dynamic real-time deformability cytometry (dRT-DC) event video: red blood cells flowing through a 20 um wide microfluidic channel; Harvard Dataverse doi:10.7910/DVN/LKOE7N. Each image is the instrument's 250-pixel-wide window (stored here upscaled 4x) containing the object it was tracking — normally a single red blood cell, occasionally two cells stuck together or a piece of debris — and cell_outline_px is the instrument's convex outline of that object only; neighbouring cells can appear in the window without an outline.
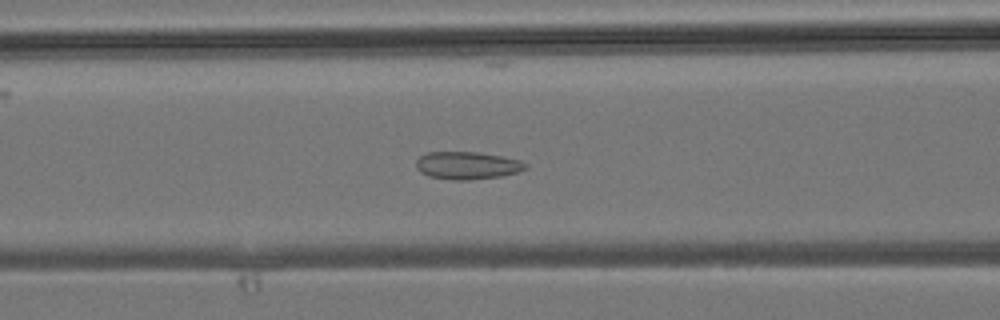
{"species": "common noctule bat (a hibernating species)", "species_latin": "Nyctalus noctula", "temperature_condition": "room temperature", "stored_images_in_passage": 45, "camera_frame_rate_fps": 3000, "um_per_image_px": 0.085, "animal": {"sex": "male", "body_mass_g": 19.2, "forearm_length_mm": 51.8}, "frame": {"image": 1, "passage_image": 18, "time_ms": 5.667, "image_size_px": [1000, 320], "cell_outline_px": [[528, 168], [520, 172], [504, 176], [468, 180], [456, 180], [428, 176], [420, 172], [416, 168], [416, 160], [420, 156], [428, 152], [476, 152], [500, 156], [520, 160], [528, 164]], "centroid_in_image_um": [39.74, 14.07], "position_along_channel_um": 126.9, "area_um2": 17.74}}
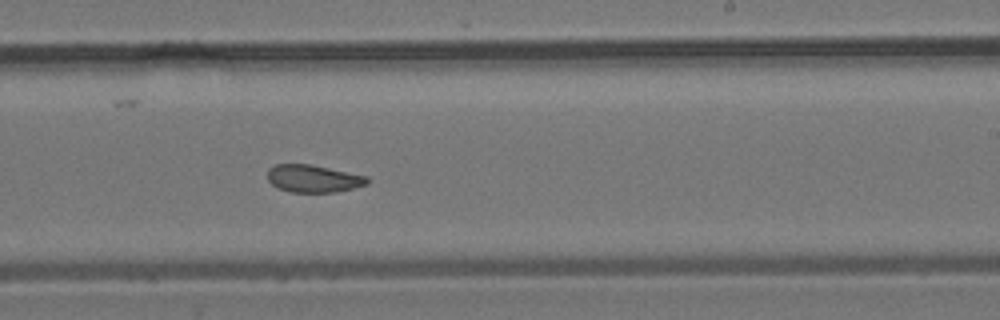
{"frame": {"image": 2, "passage_image": 27, "time_ms": 8.667, "image_size_px": [1000, 320], "cell_outline_px": [[368, 184], [336, 192], [292, 192], [276, 188], [268, 180], [268, 168], [276, 164], [312, 164], [368, 176]], "centroid_in_image_um": [26.62, 15.17], "position_along_channel_um": 262.4, "area_um2": 16.07}}
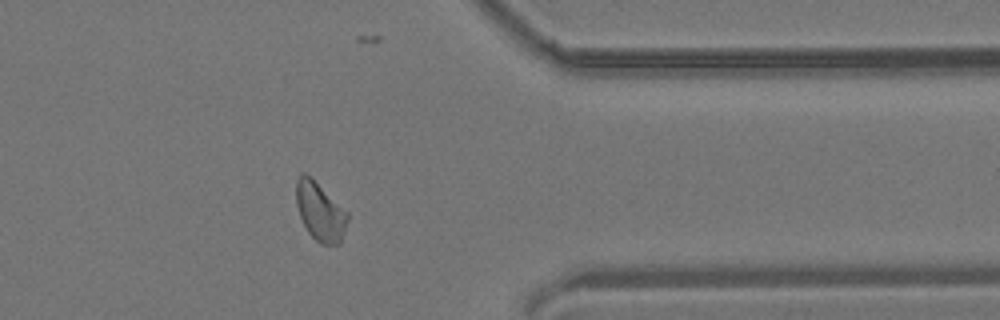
{"frame": {"image": 3, "passage_image": 36, "time_ms": 11.667, "image_size_px": [1000, 320], "cell_outline_px": [[348, 220], [340, 244], [320, 244], [308, 232], [300, 216], [296, 204], [296, 180], [304, 172], [312, 176], [348, 212]], "centroid_in_image_um": [27.21, 17.95], "position_along_channel_um": 384.2, "area_um2": 17.63}}